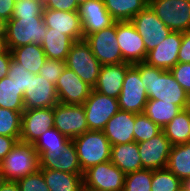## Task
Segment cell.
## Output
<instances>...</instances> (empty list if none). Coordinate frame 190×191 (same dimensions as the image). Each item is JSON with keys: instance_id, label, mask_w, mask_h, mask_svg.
<instances>
[{"instance_id": "7", "label": "cell", "mask_w": 190, "mask_h": 191, "mask_svg": "<svg viewBox=\"0 0 190 191\" xmlns=\"http://www.w3.org/2000/svg\"><path fill=\"white\" fill-rule=\"evenodd\" d=\"M147 101L146 87H144L139 74V63L130 64L118 97L119 109L136 114L143 113Z\"/></svg>"}, {"instance_id": "45", "label": "cell", "mask_w": 190, "mask_h": 191, "mask_svg": "<svg viewBox=\"0 0 190 191\" xmlns=\"http://www.w3.org/2000/svg\"><path fill=\"white\" fill-rule=\"evenodd\" d=\"M18 140L14 137L0 135V163L4 157L12 150Z\"/></svg>"}, {"instance_id": "55", "label": "cell", "mask_w": 190, "mask_h": 191, "mask_svg": "<svg viewBox=\"0 0 190 191\" xmlns=\"http://www.w3.org/2000/svg\"><path fill=\"white\" fill-rule=\"evenodd\" d=\"M89 0H76L77 4L80 6L83 3H86Z\"/></svg>"}, {"instance_id": "34", "label": "cell", "mask_w": 190, "mask_h": 191, "mask_svg": "<svg viewBox=\"0 0 190 191\" xmlns=\"http://www.w3.org/2000/svg\"><path fill=\"white\" fill-rule=\"evenodd\" d=\"M22 113L0 107V135L20 140Z\"/></svg>"}, {"instance_id": "49", "label": "cell", "mask_w": 190, "mask_h": 191, "mask_svg": "<svg viewBox=\"0 0 190 191\" xmlns=\"http://www.w3.org/2000/svg\"><path fill=\"white\" fill-rule=\"evenodd\" d=\"M6 22L0 18V38H5Z\"/></svg>"}, {"instance_id": "17", "label": "cell", "mask_w": 190, "mask_h": 191, "mask_svg": "<svg viewBox=\"0 0 190 191\" xmlns=\"http://www.w3.org/2000/svg\"><path fill=\"white\" fill-rule=\"evenodd\" d=\"M25 109L54 107L59 103L55 85L39 74L30 75V83L24 96Z\"/></svg>"}, {"instance_id": "40", "label": "cell", "mask_w": 190, "mask_h": 191, "mask_svg": "<svg viewBox=\"0 0 190 191\" xmlns=\"http://www.w3.org/2000/svg\"><path fill=\"white\" fill-rule=\"evenodd\" d=\"M20 191H50L40 170L18 179Z\"/></svg>"}, {"instance_id": "36", "label": "cell", "mask_w": 190, "mask_h": 191, "mask_svg": "<svg viewBox=\"0 0 190 191\" xmlns=\"http://www.w3.org/2000/svg\"><path fill=\"white\" fill-rule=\"evenodd\" d=\"M162 131V128L144 113H135L134 140L137 143L149 140Z\"/></svg>"}, {"instance_id": "30", "label": "cell", "mask_w": 190, "mask_h": 191, "mask_svg": "<svg viewBox=\"0 0 190 191\" xmlns=\"http://www.w3.org/2000/svg\"><path fill=\"white\" fill-rule=\"evenodd\" d=\"M103 1L106 9L116 21H130L148 5V0Z\"/></svg>"}, {"instance_id": "32", "label": "cell", "mask_w": 190, "mask_h": 191, "mask_svg": "<svg viewBox=\"0 0 190 191\" xmlns=\"http://www.w3.org/2000/svg\"><path fill=\"white\" fill-rule=\"evenodd\" d=\"M24 94L16 83L5 76L0 80V107L22 113L24 107Z\"/></svg>"}, {"instance_id": "5", "label": "cell", "mask_w": 190, "mask_h": 191, "mask_svg": "<svg viewBox=\"0 0 190 191\" xmlns=\"http://www.w3.org/2000/svg\"><path fill=\"white\" fill-rule=\"evenodd\" d=\"M65 63L66 67L73 70L83 82L94 88L102 65L84 39L72 44Z\"/></svg>"}, {"instance_id": "3", "label": "cell", "mask_w": 190, "mask_h": 191, "mask_svg": "<svg viewBox=\"0 0 190 191\" xmlns=\"http://www.w3.org/2000/svg\"><path fill=\"white\" fill-rule=\"evenodd\" d=\"M82 172L111 159V144L103 131H87L72 139Z\"/></svg>"}, {"instance_id": "1", "label": "cell", "mask_w": 190, "mask_h": 191, "mask_svg": "<svg viewBox=\"0 0 190 191\" xmlns=\"http://www.w3.org/2000/svg\"><path fill=\"white\" fill-rule=\"evenodd\" d=\"M139 74L148 99L173 103L182 109L190 107V96L177 83L169 70L139 62Z\"/></svg>"}, {"instance_id": "42", "label": "cell", "mask_w": 190, "mask_h": 191, "mask_svg": "<svg viewBox=\"0 0 190 191\" xmlns=\"http://www.w3.org/2000/svg\"><path fill=\"white\" fill-rule=\"evenodd\" d=\"M177 83L190 96V64L177 63L169 70Z\"/></svg>"}, {"instance_id": "44", "label": "cell", "mask_w": 190, "mask_h": 191, "mask_svg": "<svg viewBox=\"0 0 190 191\" xmlns=\"http://www.w3.org/2000/svg\"><path fill=\"white\" fill-rule=\"evenodd\" d=\"M45 8L58 11H78L79 5L76 0H50Z\"/></svg>"}, {"instance_id": "31", "label": "cell", "mask_w": 190, "mask_h": 191, "mask_svg": "<svg viewBox=\"0 0 190 191\" xmlns=\"http://www.w3.org/2000/svg\"><path fill=\"white\" fill-rule=\"evenodd\" d=\"M181 107L162 100L148 99L143 113L161 128L166 126L180 111Z\"/></svg>"}, {"instance_id": "37", "label": "cell", "mask_w": 190, "mask_h": 191, "mask_svg": "<svg viewBox=\"0 0 190 191\" xmlns=\"http://www.w3.org/2000/svg\"><path fill=\"white\" fill-rule=\"evenodd\" d=\"M152 170L141 169L125 176L123 191H151Z\"/></svg>"}, {"instance_id": "50", "label": "cell", "mask_w": 190, "mask_h": 191, "mask_svg": "<svg viewBox=\"0 0 190 191\" xmlns=\"http://www.w3.org/2000/svg\"><path fill=\"white\" fill-rule=\"evenodd\" d=\"M79 191H106V190H100V189H96V188H93V187H89V186H87L85 184H82Z\"/></svg>"}, {"instance_id": "20", "label": "cell", "mask_w": 190, "mask_h": 191, "mask_svg": "<svg viewBox=\"0 0 190 191\" xmlns=\"http://www.w3.org/2000/svg\"><path fill=\"white\" fill-rule=\"evenodd\" d=\"M182 32L172 31L164 41L147 52L144 62L163 70H170L178 63Z\"/></svg>"}, {"instance_id": "6", "label": "cell", "mask_w": 190, "mask_h": 191, "mask_svg": "<svg viewBox=\"0 0 190 191\" xmlns=\"http://www.w3.org/2000/svg\"><path fill=\"white\" fill-rule=\"evenodd\" d=\"M148 5L171 31H190V0H148Z\"/></svg>"}, {"instance_id": "38", "label": "cell", "mask_w": 190, "mask_h": 191, "mask_svg": "<svg viewBox=\"0 0 190 191\" xmlns=\"http://www.w3.org/2000/svg\"><path fill=\"white\" fill-rule=\"evenodd\" d=\"M44 7L37 0H16L11 19L43 17Z\"/></svg>"}, {"instance_id": "46", "label": "cell", "mask_w": 190, "mask_h": 191, "mask_svg": "<svg viewBox=\"0 0 190 191\" xmlns=\"http://www.w3.org/2000/svg\"><path fill=\"white\" fill-rule=\"evenodd\" d=\"M15 7V0H0V18L5 22L9 21L12 17Z\"/></svg>"}, {"instance_id": "35", "label": "cell", "mask_w": 190, "mask_h": 191, "mask_svg": "<svg viewBox=\"0 0 190 191\" xmlns=\"http://www.w3.org/2000/svg\"><path fill=\"white\" fill-rule=\"evenodd\" d=\"M182 180L167 168L152 170L151 191H179Z\"/></svg>"}, {"instance_id": "4", "label": "cell", "mask_w": 190, "mask_h": 191, "mask_svg": "<svg viewBox=\"0 0 190 191\" xmlns=\"http://www.w3.org/2000/svg\"><path fill=\"white\" fill-rule=\"evenodd\" d=\"M47 33L43 17H22L6 22L5 42L9 50L27 45H41Z\"/></svg>"}, {"instance_id": "11", "label": "cell", "mask_w": 190, "mask_h": 191, "mask_svg": "<svg viewBox=\"0 0 190 191\" xmlns=\"http://www.w3.org/2000/svg\"><path fill=\"white\" fill-rule=\"evenodd\" d=\"M54 127L71 140L89 131L83 105L64 103L55 105Z\"/></svg>"}, {"instance_id": "12", "label": "cell", "mask_w": 190, "mask_h": 191, "mask_svg": "<svg viewBox=\"0 0 190 191\" xmlns=\"http://www.w3.org/2000/svg\"><path fill=\"white\" fill-rule=\"evenodd\" d=\"M125 176L111 161H106L85 170L83 184L100 190L123 191Z\"/></svg>"}, {"instance_id": "53", "label": "cell", "mask_w": 190, "mask_h": 191, "mask_svg": "<svg viewBox=\"0 0 190 191\" xmlns=\"http://www.w3.org/2000/svg\"><path fill=\"white\" fill-rule=\"evenodd\" d=\"M44 8L49 4L50 0H37Z\"/></svg>"}, {"instance_id": "24", "label": "cell", "mask_w": 190, "mask_h": 191, "mask_svg": "<svg viewBox=\"0 0 190 191\" xmlns=\"http://www.w3.org/2000/svg\"><path fill=\"white\" fill-rule=\"evenodd\" d=\"M110 161L124 174L143 169L138 145L135 141L111 146Z\"/></svg>"}, {"instance_id": "54", "label": "cell", "mask_w": 190, "mask_h": 191, "mask_svg": "<svg viewBox=\"0 0 190 191\" xmlns=\"http://www.w3.org/2000/svg\"><path fill=\"white\" fill-rule=\"evenodd\" d=\"M5 182V178H4V175L0 172V188H1V185Z\"/></svg>"}, {"instance_id": "29", "label": "cell", "mask_w": 190, "mask_h": 191, "mask_svg": "<svg viewBox=\"0 0 190 191\" xmlns=\"http://www.w3.org/2000/svg\"><path fill=\"white\" fill-rule=\"evenodd\" d=\"M166 168L182 181L190 177V142L171 147Z\"/></svg>"}, {"instance_id": "41", "label": "cell", "mask_w": 190, "mask_h": 191, "mask_svg": "<svg viewBox=\"0 0 190 191\" xmlns=\"http://www.w3.org/2000/svg\"><path fill=\"white\" fill-rule=\"evenodd\" d=\"M31 74L32 73L27 71L26 68H23L21 64L14 61L13 59L11 60L7 77L16 83L23 94L25 93L26 88L29 86Z\"/></svg>"}, {"instance_id": "48", "label": "cell", "mask_w": 190, "mask_h": 191, "mask_svg": "<svg viewBox=\"0 0 190 191\" xmlns=\"http://www.w3.org/2000/svg\"><path fill=\"white\" fill-rule=\"evenodd\" d=\"M0 191H20L16 181H6L1 185Z\"/></svg>"}, {"instance_id": "27", "label": "cell", "mask_w": 190, "mask_h": 191, "mask_svg": "<svg viewBox=\"0 0 190 191\" xmlns=\"http://www.w3.org/2000/svg\"><path fill=\"white\" fill-rule=\"evenodd\" d=\"M162 130L172 146L189 143L190 107L182 109Z\"/></svg>"}, {"instance_id": "51", "label": "cell", "mask_w": 190, "mask_h": 191, "mask_svg": "<svg viewBox=\"0 0 190 191\" xmlns=\"http://www.w3.org/2000/svg\"><path fill=\"white\" fill-rule=\"evenodd\" d=\"M7 50L5 38H0V55Z\"/></svg>"}, {"instance_id": "13", "label": "cell", "mask_w": 190, "mask_h": 191, "mask_svg": "<svg viewBox=\"0 0 190 191\" xmlns=\"http://www.w3.org/2000/svg\"><path fill=\"white\" fill-rule=\"evenodd\" d=\"M116 35L125 62L133 65L145 61L147 52L144 40L131 21H116Z\"/></svg>"}, {"instance_id": "25", "label": "cell", "mask_w": 190, "mask_h": 191, "mask_svg": "<svg viewBox=\"0 0 190 191\" xmlns=\"http://www.w3.org/2000/svg\"><path fill=\"white\" fill-rule=\"evenodd\" d=\"M10 51L12 59L33 74H39V70L47 60V56L45 55L41 45L27 44Z\"/></svg>"}, {"instance_id": "10", "label": "cell", "mask_w": 190, "mask_h": 191, "mask_svg": "<svg viewBox=\"0 0 190 191\" xmlns=\"http://www.w3.org/2000/svg\"><path fill=\"white\" fill-rule=\"evenodd\" d=\"M130 21L144 40L146 52L158 46L172 32L157 17L149 5L135 15Z\"/></svg>"}, {"instance_id": "56", "label": "cell", "mask_w": 190, "mask_h": 191, "mask_svg": "<svg viewBox=\"0 0 190 191\" xmlns=\"http://www.w3.org/2000/svg\"><path fill=\"white\" fill-rule=\"evenodd\" d=\"M179 191H188V190L185 189L183 186H181V188L179 189Z\"/></svg>"}, {"instance_id": "9", "label": "cell", "mask_w": 190, "mask_h": 191, "mask_svg": "<svg viewBox=\"0 0 190 191\" xmlns=\"http://www.w3.org/2000/svg\"><path fill=\"white\" fill-rule=\"evenodd\" d=\"M83 107L90 131H103L108 120L120 110L118 99L100 94L93 89Z\"/></svg>"}, {"instance_id": "43", "label": "cell", "mask_w": 190, "mask_h": 191, "mask_svg": "<svg viewBox=\"0 0 190 191\" xmlns=\"http://www.w3.org/2000/svg\"><path fill=\"white\" fill-rule=\"evenodd\" d=\"M178 63L190 64V31L182 33V42L178 54Z\"/></svg>"}, {"instance_id": "39", "label": "cell", "mask_w": 190, "mask_h": 191, "mask_svg": "<svg viewBox=\"0 0 190 191\" xmlns=\"http://www.w3.org/2000/svg\"><path fill=\"white\" fill-rule=\"evenodd\" d=\"M65 67V61L47 58L44 65L39 70V75L55 85L58 78L62 75Z\"/></svg>"}, {"instance_id": "26", "label": "cell", "mask_w": 190, "mask_h": 191, "mask_svg": "<svg viewBox=\"0 0 190 191\" xmlns=\"http://www.w3.org/2000/svg\"><path fill=\"white\" fill-rule=\"evenodd\" d=\"M50 191H79L83 173H67L52 169H39Z\"/></svg>"}, {"instance_id": "21", "label": "cell", "mask_w": 190, "mask_h": 191, "mask_svg": "<svg viewBox=\"0 0 190 191\" xmlns=\"http://www.w3.org/2000/svg\"><path fill=\"white\" fill-rule=\"evenodd\" d=\"M40 169H52L67 173H83L71 140L63 151L42 152L39 155Z\"/></svg>"}, {"instance_id": "2", "label": "cell", "mask_w": 190, "mask_h": 191, "mask_svg": "<svg viewBox=\"0 0 190 191\" xmlns=\"http://www.w3.org/2000/svg\"><path fill=\"white\" fill-rule=\"evenodd\" d=\"M40 169L39 154L32 143L19 140L0 163V172L6 181H17L20 178L37 172Z\"/></svg>"}, {"instance_id": "18", "label": "cell", "mask_w": 190, "mask_h": 191, "mask_svg": "<svg viewBox=\"0 0 190 191\" xmlns=\"http://www.w3.org/2000/svg\"><path fill=\"white\" fill-rule=\"evenodd\" d=\"M43 21L46 28L67 35L74 42L84 39L82 22L78 11H58L44 8Z\"/></svg>"}, {"instance_id": "16", "label": "cell", "mask_w": 190, "mask_h": 191, "mask_svg": "<svg viewBox=\"0 0 190 191\" xmlns=\"http://www.w3.org/2000/svg\"><path fill=\"white\" fill-rule=\"evenodd\" d=\"M55 89L59 103L83 105L93 88L83 82L73 70L65 67Z\"/></svg>"}, {"instance_id": "33", "label": "cell", "mask_w": 190, "mask_h": 191, "mask_svg": "<svg viewBox=\"0 0 190 191\" xmlns=\"http://www.w3.org/2000/svg\"><path fill=\"white\" fill-rule=\"evenodd\" d=\"M70 141L71 139L52 127L45 131L33 145L40 155L42 152L63 151Z\"/></svg>"}, {"instance_id": "23", "label": "cell", "mask_w": 190, "mask_h": 191, "mask_svg": "<svg viewBox=\"0 0 190 191\" xmlns=\"http://www.w3.org/2000/svg\"><path fill=\"white\" fill-rule=\"evenodd\" d=\"M129 65L130 64L127 62L103 65L93 90L100 94L118 99Z\"/></svg>"}, {"instance_id": "19", "label": "cell", "mask_w": 190, "mask_h": 191, "mask_svg": "<svg viewBox=\"0 0 190 191\" xmlns=\"http://www.w3.org/2000/svg\"><path fill=\"white\" fill-rule=\"evenodd\" d=\"M84 39L92 33L112 26L116 20L110 15L103 0H89L79 6Z\"/></svg>"}, {"instance_id": "15", "label": "cell", "mask_w": 190, "mask_h": 191, "mask_svg": "<svg viewBox=\"0 0 190 191\" xmlns=\"http://www.w3.org/2000/svg\"><path fill=\"white\" fill-rule=\"evenodd\" d=\"M137 145L143 169L158 170L167 167L172 145L163 130Z\"/></svg>"}, {"instance_id": "52", "label": "cell", "mask_w": 190, "mask_h": 191, "mask_svg": "<svg viewBox=\"0 0 190 191\" xmlns=\"http://www.w3.org/2000/svg\"><path fill=\"white\" fill-rule=\"evenodd\" d=\"M182 186L187 189L188 191H190V177L186 178L182 181Z\"/></svg>"}, {"instance_id": "8", "label": "cell", "mask_w": 190, "mask_h": 191, "mask_svg": "<svg viewBox=\"0 0 190 191\" xmlns=\"http://www.w3.org/2000/svg\"><path fill=\"white\" fill-rule=\"evenodd\" d=\"M84 40L90 45L92 53L102 66L125 62L117 41L116 22L112 26L89 34Z\"/></svg>"}, {"instance_id": "22", "label": "cell", "mask_w": 190, "mask_h": 191, "mask_svg": "<svg viewBox=\"0 0 190 191\" xmlns=\"http://www.w3.org/2000/svg\"><path fill=\"white\" fill-rule=\"evenodd\" d=\"M134 123L135 113L133 112L119 110L114 114L103 129L111 146L135 141Z\"/></svg>"}, {"instance_id": "14", "label": "cell", "mask_w": 190, "mask_h": 191, "mask_svg": "<svg viewBox=\"0 0 190 191\" xmlns=\"http://www.w3.org/2000/svg\"><path fill=\"white\" fill-rule=\"evenodd\" d=\"M52 127H54V107L25 109L22 112L20 140L34 144Z\"/></svg>"}, {"instance_id": "28", "label": "cell", "mask_w": 190, "mask_h": 191, "mask_svg": "<svg viewBox=\"0 0 190 191\" xmlns=\"http://www.w3.org/2000/svg\"><path fill=\"white\" fill-rule=\"evenodd\" d=\"M74 41L67 35L47 28L41 47L47 58L65 61Z\"/></svg>"}, {"instance_id": "47", "label": "cell", "mask_w": 190, "mask_h": 191, "mask_svg": "<svg viewBox=\"0 0 190 191\" xmlns=\"http://www.w3.org/2000/svg\"><path fill=\"white\" fill-rule=\"evenodd\" d=\"M11 60L12 54L9 49H7L3 54L0 55V80L3 77L7 76Z\"/></svg>"}]
</instances>
